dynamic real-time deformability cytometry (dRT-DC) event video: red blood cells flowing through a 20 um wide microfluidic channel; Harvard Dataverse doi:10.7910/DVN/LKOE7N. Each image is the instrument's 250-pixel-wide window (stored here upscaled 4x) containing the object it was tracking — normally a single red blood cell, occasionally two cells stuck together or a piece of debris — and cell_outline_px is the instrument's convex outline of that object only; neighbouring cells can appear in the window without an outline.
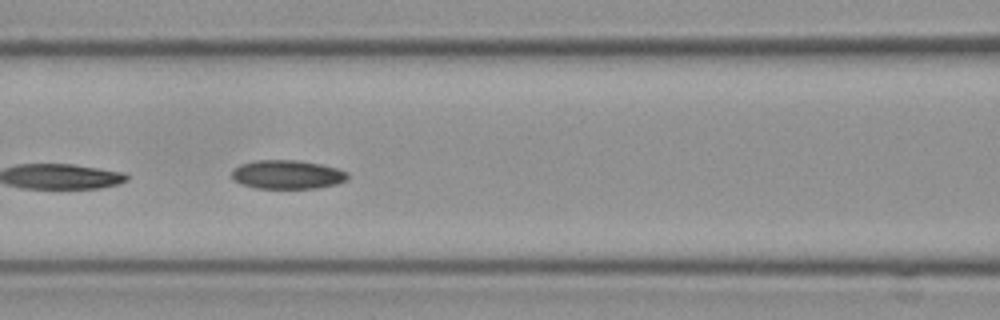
{"species": "Egyptian fruit bat (a non-hibernating species)", "species_latin": "Rousettus aegyptiacus", "temperature_condition": "cold", "stored_images_in_passage": 15, "camera_frame_rate_fps": 3000, "um_per_image_px": 0.085, "frame": {"image": 1, "passage_image": 7, "time_ms": 2.0, "image_size_px": [1000, 320], "cell_outline_px": [[348, 180], [336, 184], [316, 188], [256, 188], [240, 184], [232, 180], [232, 172], [240, 164], [256, 160], [300, 160], [320, 164], [336, 168], [348, 172]], "centroid_in_image_um": [24.42, 14.83], "position_along_channel_um": 142.2, "area_um2": 19.54}}
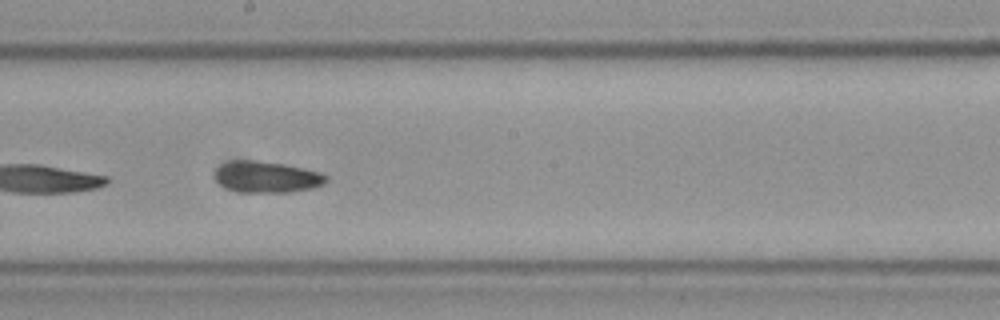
{"frame": {"image": 2, "passage_image": 9, "time_ms": 2.667, "image_size_px": [1000, 320], "cell_outline_px": [[328, 180], [324, 184], [312, 188], [292, 192], [240, 192], [228, 188], [220, 184], [216, 180], [216, 168], [232, 160], [256, 160], [284, 164], [320, 172], [328, 176]], "centroid_in_image_um": [22.71, 15.04], "position_along_channel_um": 225.5, "area_um2": 20.23}}
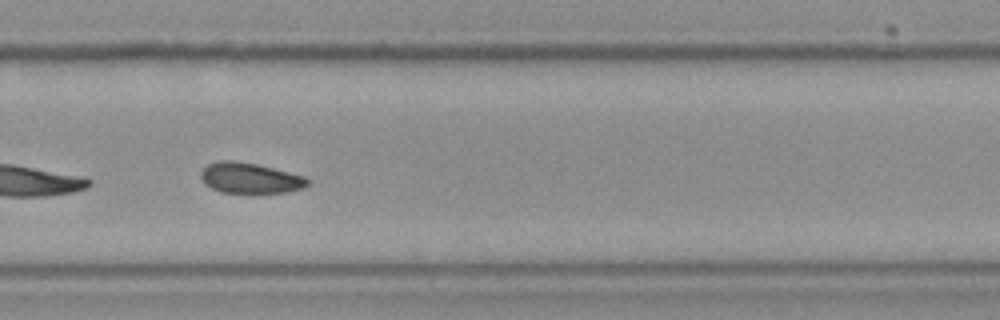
{"frame": {"image": 3, "passage_image": 11, "time_ms": 3.333, "image_size_px": [1000, 320], "cell_outline_px": [[308, 184], [304, 188], [288, 192], [220, 192], [212, 188], [200, 176], [200, 172], [208, 164], [220, 160], [228, 160], [256, 164], [304, 176], [308, 180]], "centroid_in_image_um": [21.26, 15.13], "position_along_channel_um": 308.5, "area_um2": 18.55}}